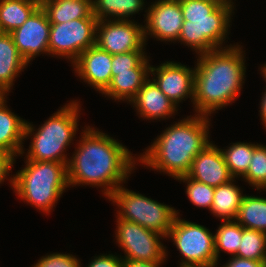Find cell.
Segmentation results:
<instances>
[{"mask_svg":"<svg viewBox=\"0 0 266 267\" xmlns=\"http://www.w3.org/2000/svg\"><path fill=\"white\" fill-rule=\"evenodd\" d=\"M80 136L67 164L69 188L90 185L101 188L103 196L108 198L119 186L127 183L139 164L138 156L93 126H84Z\"/></svg>","mask_w":266,"mask_h":267,"instance_id":"6da1fadb","label":"cell"},{"mask_svg":"<svg viewBox=\"0 0 266 267\" xmlns=\"http://www.w3.org/2000/svg\"><path fill=\"white\" fill-rule=\"evenodd\" d=\"M243 47L236 43L229 48L196 55L194 114L212 117L218 110L238 100L246 81L247 63Z\"/></svg>","mask_w":266,"mask_h":267,"instance_id":"7a4b0ae2","label":"cell"},{"mask_svg":"<svg viewBox=\"0 0 266 267\" xmlns=\"http://www.w3.org/2000/svg\"><path fill=\"white\" fill-rule=\"evenodd\" d=\"M187 117V118H186ZM174 121L157 135L138 156L142 167L171 176L174 180L187 175L193 159L210 141L211 117L193 114Z\"/></svg>","mask_w":266,"mask_h":267,"instance_id":"3957f363","label":"cell"},{"mask_svg":"<svg viewBox=\"0 0 266 267\" xmlns=\"http://www.w3.org/2000/svg\"><path fill=\"white\" fill-rule=\"evenodd\" d=\"M179 2L184 21L178 43L190 47L197 55L235 45L225 43L230 39L228 36L236 7L219 6L208 0Z\"/></svg>","mask_w":266,"mask_h":267,"instance_id":"277c9868","label":"cell"},{"mask_svg":"<svg viewBox=\"0 0 266 267\" xmlns=\"http://www.w3.org/2000/svg\"><path fill=\"white\" fill-rule=\"evenodd\" d=\"M80 102L70 100L38 127L26 121L24 139L31 138V142L24 159L68 164L70 155L66 151L77 138L82 108Z\"/></svg>","mask_w":266,"mask_h":267,"instance_id":"5b68a950","label":"cell"},{"mask_svg":"<svg viewBox=\"0 0 266 267\" xmlns=\"http://www.w3.org/2000/svg\"><path fill=\"white\" fill-rule=\"evenodd\" d=\"M24 160V167L13 175V191L19 200L48 215L69 188L67 163Z\"/></svg>","mask_w":266,"mask_h":267,"instance_id":"8992f818","label":"cell"},{"mask_svg":"<svg viewBox=\"0 0 266 267\" xmlns=\"http://www.w3.org/2000/svg\"><path fill=\"white\" fill-rule=\"evenodd\" d=\"M116 206L115 217L137 223L146 229L167 237L177 210L172 205L160 203L154 199L127 189L124 184L119 186L108 198Z\"/></svg>","mask_w":266,"mask_h":267,"instance_id":"52a82bcc","label":"cell"},{"mask_svg":"<svg viewBox=\"0 0 266 267\" xmlns=\"http://www.w3.org/2000/svg\"><path fill=\"white\" fill-rule=\"evenodd\" d=\"M180 216L177 210V215L166 237L168 241L171 239L182 256L178 267L217 265L214 232L198 223L181 219Z\"/></svg>","mask_w":266,"mask_h":267,"instance_id":"ba28073f","label":"cell"},{"mask_svg":"<svg viewBox=\"0 0 266 267\" xmlns=\"http://www.w3.org/2000/svg\"><path fill=\"white\" fill-rule=\"evenodd\" d=\"M116 244L123 251V259L149 262H166L168 249L166 237L130 221L116 217ZM162 239V240H161ZM162 241V242H161Z\"/></svg>","mask_w":266,"mask_h":267,"instance_id":"9c48e42d","label":"cell"},{"mask_svg":"<svg viewBox=\"0 0 266 267\" xmlns=\"http://www.w3.org/2000/svg\"><path fill=\"white\" fill-rule=\"evenodd\" d=\"M97 19H77L51 24L49 55L73 64L82 52L95 45Z\"/></svg>","mask_w":266,"mask_h":267,"instance_id":"30bf717a","label":"cell"},{"mask_svg":"<svg viewBox=\"0 0 266 267\" xmlns=\"http://www.w3.org/2000/svg\"><path fill=\"white\" fill-rule=\"evenodd\" d=\"M95 44L116 55L131 51H146L144 28L132 20H98Z\"/></svg>","mask_w":266,"mask_h":267,"instance_id":"8fae6325","label":"cell"},{"mask_svg":"<svg viewBox=\"0 0 266 267\" xmlns=\"http://www.w3.org/2000/svg\"><path fill=\"white\" fill-rule=\"evenodd\" d=\"M147 7L146 15L143 14L145 43L149 36L157 41L177 43L184 21L179 0H155Z\"/></svg>","mask_w":266,"mask_h":267,"instance_id":"7c38bea8","label":"cell"},{"mask_svg":"<svg viewBox=\"0 0 266 267\" xmlns=\"http://www.w3.org/2000/svg\"><path fill=\"white\" fill-rule=\"evenodd\" d=\"M149 77L177 107L188 98L193 104L195 66L191 68L181 62L165 61L156 67L150 65Z\"/></svg>","mask_w":266,"mask_h":267,"instance_id":"4fadbf2b","label":"cell"},{"mask_svg":"<svg viewBox=\"0 0 266 267\" xmlns=\"http://www.w3.org/2000/svg\"><path fill=\"white\" fill-rule=\"evenodd\" d=\"M50 27L48 15L40 5L22 26L10 33L18 53L28 64L41 54L49 56Z\"/></svg>","mask_w":266,"mask_h":267,"instance_id":"5bb4252c","label":"cell"},{"mask_svg":"<svg viewBox=\"0 0 266 267\" xmlns=\"http://www.w3.org/2000/svg\"><path fill=\"white\" fill-rule=\"evenodd\" d=\"M112 59V54L95 44L80 54L72 68L75 76L102 94L112 80Z\"/></svg>","mask_w":266,"mask_h":267,"instance_id":"9a60e30c","label":"cell"},{"mask_svg":"<svg viewBox=\"0 0 266 267\" xmlns=\"http://www.w3.org/2000/svg\"><path fill=\"white\" fill-rule=\"evenodd\" d=\"M187 176L214 188L234 179L227 167L221 147L213 142L193 159Z\"/></svg>","mask_w":266,"mask_h":267,"instance_id":"2e32d148","label":"cell"},{"mask_svg":"<svg viewBox=\"0 0 266 267\" xmlns=\"http://www.w3.org/2000/svg\"><path fill=\"white\" fill-rule=\"evenodd\" d=\"M129 104L136 109L134 111L139 118L150 120V122L173 119L179 111V108L164 95L150 77L144 82Z\"/></svg>","mask_w":266,"mask_h":267,"instance_id":"e0dca14e","label":"cell"},{"mask_svg":"<svg viewBox=\"0 0 266 267\" xmlns=\"http://www.w3.org/2000/svg\"><path fill=\"white\" fill-rule=\"evenodd\" d=\"M7 95L0 96V149L12 153L16 159L24 156L26 120L12 112L7 105Z\"/></svg>","mask_w":266,"mask_h":267,"instance_id":"ac0fdd59","label":"cell"},{"mask_svg":"<svg viewBox=\"0 0 266 267\" xmlns=\"http://www.w3.org/2000/svg\"><path fill=\"white\" fill-rule=\"evenodd\" d=\"M10 33L0 32V93L9 95L17 77L28 67ZM27 66V67H26Z\"/></svg>","mask_w":266,"mask_h":267,"instance_id":"d6986e66","label":"cell"},{"mask_svg":"<svg viewBox=\"0 0 266 267\" xmlns=\"http://www.w3.org/2000/svg\"><path fill=\"white\" fill-rule=\"evenodd\" d=\"M51 24L67 23L77 19H97L92 0H40Z\"/></svg>","mask_w":266,"mask_h":267,"instance_id":"ffe728a7","label":"cell"},{"mask_svg":"<svg viewBox=\"0 0 266 267\" xmlns=\"http://www.w3.org/2000/svg\"><path fill=\"white\" fill-rule=\"evenodd\" d=\"M149 71L150 69H130L124 72H111V83L102 95L108 99L129 104L149 78Z\"/></svg>","mask_w":266,"mask_h":267,"instance_id":"44dd1931","label":"cell"},{"mask_svg":"<svg viewBox=\"0 0 266 267\" xmlns=\"http://www.w3.org/2000/svg\"><path fill=\"white\" fill-rule=\"evenodd\" d=\"M236 178L215 187L210 213L222 221H233L246 194L235 184Z\"/></svg>","mask_w":266,"mask_h":267,"instance_id":"7402d4cb","label":"cell"},{"mask_svg":"<svg viewBox=\"0 0 266 267\" xmlns=\"http://www.w3.org/2000/svg\"><path fill=\"white\" fill-rule=\"evenodd\" d=\"M146 4V0H92L97 20H132L133 15L143 10L147 13Z\"/></svg>","mask_w":266,"mask_h":267,"instance_id":"603a6c76","label":"cell"},{"mask_svg":"<svg viewBox=\"0 0 266 267\" xmlns=\"http://www.w3.org/2000/svg\"><path fill=\"white\" fill-rule=\"evenodd\" d=\"M39 6L40 0H0V32L22 26Z\"/></svg>","mask_w":266,"mask_h":267,"instance_id":"cb8c5ba5","label":"cell"},{"mask_svg":"<svg viewBox=\"0 0 266 267\" xmlns=\"http://www.w3.org/2000/svg\"><path fill=\"white\" fill-rule=\"evenodd\" d=\"M235 221L243 228L266 233V197L245 195Z\"/></svg>","mask_w":266,"mask_h":267,"instance_id":"d4e9b609","label":"cell"},{"mask_svg":"<svg viewBox=\"0 0 266 267\" xmlns=\"http://www.w3.org/2000/svg\"><path fill=\"white\" fill-rule=\"evenodd\" d=\"M242 239V226L235 220L223 221L214 233L215 253L217 265L221 259L220 253L224 252L231 256L237 254Z\"/></svg>","mask_w":266,"mask_h":267,"instance_id":"484cf974","label":"cell"},{"mask_svg":"<svg viewBox=\"0 0 266 267\" xmlns=\"http://www.w3.org/2000/svg\"><path fill=\"white\" fill-rule=\"evenodd\" d=\"M230 144L221 150L231 175L239 180L249 169L253 157V143L240 141Z\"/></svg>","mask_w":266,"mask_h":267,"instance_id":"4316f807","label":"cell"},{"mask_svg":"<svg viewBox=\"0 0 266 267\" xmlns=\"http://www.w3.org/2000/svg\"><path fill=\"white\" fill-rule=\"evenodd\" d=\"M235 256L266 261V233L242 227V239Z\"/></svg>","mask_w":266,"mask_h":267,"instance_id":"83f0119b","label":"cell"},{"mask_svg":"<svg viewBox=\"0 0 266 267\" xmlns=\"http://www.w3.org/2000/svg\"><path fill=\"white\" fill-rule=\"evenodd\" d=\"M241 179L252 189L266 191V145L253 143V157L248 171Z\"/></svg>","mask_w":266,"mask_h":267,"instance_id":"f1b7e54d","label":"cell"},{"mask_svg":"<svg viewBox=\"0 0 266 267\" xmlns=\"http://www.w3.org/2000/svg\"><path fill=\"white\" fill-rule=\"evenodd\" d=\"M175 180L185 183V193L194 206L210 211L214 197V187L198 182L187 175L180 176Z\"/></svg>","mask_w":266,"mask_h":267,"instance_id":"f546056e","label":"cell"},{"mask_svg":"<svg viewBox=\"0 0 266 267\" xmlns=\"http://www.w3.org/2000/svg\"><path fill=\"white\" fill-rule=\"evenodd\" d=\"M150 56L146 51H131L113 55L111 72H124L130 69H150Z\"/></svg>","mask_w":266,"mask_h":267,"instance_id":"4dcf8cb0","label":"cell"},{"mask_svg":"<svg viewBox=\"0 0 266 267\" xmlns=\"http://www.w3.org/2000/svg\"><path fill=\"white\" fill-rule=\"evenodd\" d=\"M79 257L70 253H49L42 256L31 267H82Z\"/></svg>","mask_w":266,"mask_h":267,"instance_id":"1f68e13d","label":"cell"},{"mask_svg":"<svg viewBox=\"0 0 266 267\" xmlns=\"http://www.w3.org/2000/svg\"><path fill=\"white\" fill-rule=\"evenodd\" d=\"M16 161V157L12 153L0 149V184H3L5 179L9 180L11 189L14 188V176L11 172Z\"/></svg>","mask_w":266,"mask_h":267,"instance_id":"d6a6232c","label":"cell"},{"mask_svg":"<svg viewBox=\"0 0 266 267\" xmlns=\"http://www.w3.org/2000/svg\"><path fill=\"white\" fill-rule=\"evenodd\" d=\"M92 257L94 258L89 261L86 267H123L124 265V259L120 254L117 255L116 252L114 255L112 253H108V255L103 253Z\"/></svg>","mask_w":266,"mask_h":267,"instance_id":"836d02e7","label":"cell"},{"mask_svg":"<svg viewBox=\"0 0 266 267\" xmlns=\"http://www.w3.org/2000/svg\"><path fill=\"white\" fill-rule=\"evenodd\" d=\"M220 267H266V261H257L231 256L227 262Z\"/></svg>","mask_w":266,"mask_h":267,"instance_id":"e575fe53","label":"cell"},{"mask_svg":"<svg viewBox=\"0 0 266 267\" xmlns=\"http://www.w3.org/2000/svg\"><path fill=\"white\" fill-rule=\"evenodd\" d=\"M165 262H149L124 259L123 267H162Z\"/></svg>","mask_w":266,"mask_h":267,"instance_id":"d590c367","label":"cell"},{"mask_svg":"<svg viewBox=\"0 0 266 267\" xmlns=\"http://www.w3.org/2000/svg\"><path fill=\"white\" fill-rule=\"evenodd\" d=\"M265 92L262 93V97H261V101L259 102L260 106H259V115H260V119H261V123L264 126V128L266 129V89H264Z\"/></svg>","mask_w":266,"mask_h":267,"instance_id":"8d00e7d4","label":"cell"},{"mask_svg":"<svg viewBox=\"0 0 266 267\" xmlns=\"http://www.w3.org/2000/svg\"><path fill=\"white\" fill-rule=\"evenodd\" d=\"M208 1L214 2L218 4L219 6L236 7V5H234L236 4L234 3L236 0H208Z\"/></svg>","mask_w":266,"mask_h":267,"instance_id":"74e56055","label":"cell"},{"mask_svg":"<svg viewBox=\"0 0 266 267\" xmlns=\"http://www.w3.org/2000/svg\"><path fill=\"white\" fill-rule=\"evenodd\" d=\"M260 65H262L258 68L260 71V75L262 76L263 80L266 82V63L260 64Z\"/></svg>","mask_w":266,"mask_h":267,"instance_id":"f35d334b","label":"cell"},{"mask_svg":"<svg viewBox=\"0 0 266 267\" xmlns=\"http://www.w3.org/2000/svg\"><path fill=\"white\" fill-rule=\"evenodd\" d=\"M218 265L215 266H193V267H217ZM192 267V266H191Z\"/></svg>","mask_w":266,"mask_h":267,"instance_id":"ab89813d","label":"cell"}]
</instances>
